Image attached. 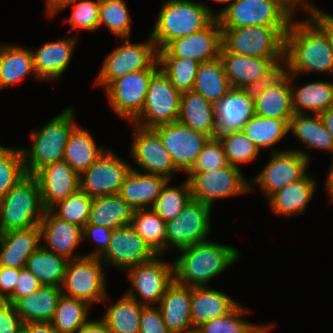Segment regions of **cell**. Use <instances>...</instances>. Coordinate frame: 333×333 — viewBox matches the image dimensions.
<instances>
[{
    "instance_id": "obj_1",
    "label": "cell",
    "mask_w": 333,
    "mask_h": 333,
    "mask_svg": "<svg viewBox=\"0 0 333 333\" xmlns=\"http://www.w3.org/2000/svg\"><path fill=\"white\" fill-rule=\"evenodd\" d=\"M287 73L325 72L333 75V49L324 31L310 18L293 20L285 34Z\"/></svg>"
},
{
    "instance_id": "obj_2",
    "label": "cell",
    "mask_w": 333,
    "mask_h": 333,
    "mask_svg": "<svg viewBox=\"0 0 333 333\" xmlns=\"http://www.w3.org/2000/svg\"><path fill=\"white\" fill-rule=\"evenodd\" d=\"M174 259V280L190 287H203L238 261V249L210 240L179 250Z\"/></svg>"
},
{
    "instance_id": "obj_3",
    "label": "cell",
    "mask_w": 333,
    "mask_h": 333,
    "mask_svg": "<svg viewBox=\"0 0 333 333\" xmlns=\"http://www.w3.org/2000/svg\"><path fill=\"white\" fill-rule=\"evenodd\" d=\"M212 11L206 3L166 0L150 32L153 43L160 50L175 39L202 30L216 18Z\"/></svg>"
},
{
    "instance_id": "obj_4",
    "label": "cell",
    "mask_w": 333,
    "mask_h": 333,
    "mask_svg": "<svg viewBox=\"0 0 333 333\" xmlns=\"http://www.w3.org/2000/svg\"><path fill=\"white\" fill-rule=\"evenodd\" d=\"M73 107H66L43 127L32 132L31 148H21L26 175H34L45 166L63 161L69 134L77 126Z\"/></svg>"
},
{
    "instance_id": "obj_5",
    "label": "cell",
    "mask_w": 333,
    "mask_h": 333,
    "mask_svg": "<svg viewBox=\"0 0 333 333\" xmlns=\"http://www.w3.org/2000/svg\"><path fill=\"white\" fill-rule=\"evenodd\" d=\"M45 211L37 179L26 175L0 198V233L38 226Z\"/></svg>"
},
{
    "instance_id": "obj_6",
    "label": "cell",
    "mask_w": 333,
    "mask_h": 333,
    "mask_svg": "<svg viewBox=\"0 0 333 333\" xmlns=\"http://www.w3.org/2000/svg\"><path fill=\"white\" fill-rule=\"evenodd\" d=\"M289 26H248L222 29V46L229 52L273 63L284 58L285 34Z\"/></svg>"
},
{
    "instance_id": "obj_7",
    "label": "cell",
    "mask_w": 333,
    "mask_h": 333,
    "mask_svg": "<svg viewBox=\"0 0 333 333\" xmlns=\"http://www.w3.org/2000/svg\"><path fill=\"white\" fill-rule=\"evenodd\" d=\"M105 264L99 257L83 256L69 260L61 285L63 296L87 302L93 306L110 298L104 273Z\"/></svg>"
},
{
    "instance_id": "obj_8",
    "label": "cell",
    "mask_w": 333,
    "mask_h": 333,
    "mask_svg": "<svg viewBox=\"0 0 333 333\" xmlns=\"http://www.w3.org/2000/svg\"><path fill=\"white\" fill-rule=\"evenodd\" d=\"M216 17L221 29L290 26L293 16L277 0H229Z\"/></svg>"
},
{
    "instance_id": "obj_9",
    "label": "cell",
    "mask_w": 333,
    "mask_h": 333,
    "mask_svg": "<svg viewBox=\"0 0 333 333\" xmlns=\"http://www.w3.org/2000/svg\"><path fill=\"white\" fill-rule=\"evenodd\" d=\"M270 152L269 161L257 176L249 180L250 191H253L251 183H254L253 186L256 184L265 193L266 199L289 183L303 178L308 173L311 159L308 152L296 148L278 150L273 147Z\"/></svg>"
},
{
    "instance_id": "obj_10",
    "label": "cell",
    "mask_w": 333,
    "mask_h": 333,
    "mask_svg": "<svg viewBox=\"0 0 333 333\" xmlns=\"http://www.w3.org/2000/svg\"><path fill=\"white\" fill-rule=\"evenodd\" d=\"M181 93L175 89L168 76L159 68L152 76L141 112L131 124L143 128L178 121Z\"/></svg>"
},
{
    "instance_id": "obj_11",
    "label": "cell",
    "mask_w": 333,
    "mask_h": 333,
    "mask_svg": "<svg viewBox=\"0 0 333 333\" xmlns=\"http://www.w3.org/2000/svg\"><path fill=\"white\" fill-rule=\"evenodd\" d=\"M191 196L213 208L217 199H225L250 192L247 181L238 167L227 166L207 172H188Z\"/></svg>"
},
{
    "instance_id": "obj_12",
    "label": "cell",
    "mask_w": 333,
    "mask_h": 333,
    "mask_svg": "<svg viewBox=\"0 0 333 333\" xmlns=\"http://www.w3.org/2000/svg\"><path fill=\"white\" fill-rule=\"evenodd\" d=\"M148 35L145 42L138 43L122 38L124 43L114 48L104 60L94 84L105 89L119 77L150 68L158 60V49Z\"/></svg>"
},
{
    "instance_id": "obj_13",
    "label": "cell",
    "mask_w": 333,
    "mask_h": 333,
    "mask_svg": "<svg viewBox=\"0 0 333 333\" xmlns=\"http://www.w3.org/2000/svg\"><path fill=\"white\" fill-rule=\"evenodd\" d=\"M156 255L151 261L127 269L130 288L125 294L143 306L159 304L167 287L174 281V263Z\"/></svg>"
},
{
    "instance_id": "obj_14",
    "label": "cell",
    "mask_w": 333,
    "mask_h": 333,
    "mask_svg": "<svg viewBox=\"0 0 333 333\" xmlns=\"http://www.w3.org/2000/svg\"><path fill=\"white\" fill-rule=\"evenodd\" d=\"M160 68L157 60L150 68L113 80L105 89L115 113L131 122L142 110L153 74Z\"/></svg>"
},
{
    "instance_id": "obj_15",
    "label": "cell",
    "mask_w": 333,
    "mask_h": 333,
    "mask_svg": "<svg viewBox=\"0 0 333 333\" xmlns=\"http://www.w3.org/2000/svg\"><path fill=\"white\" fill-rule=\"evenodd\" d=\"M211 209L192 198L176 218L166 222V250H181L206 241L211 232Z\"/></svg>"
},
{
    "instance_id": "obj_16",
    "label": "cell",
    "mask_w": 333,
    "mask_h": 333,
    "mask_svg": "<svg viewBox=\"0 0 333 333\" xmlns=\"http://www.w3.org/2000/svg\"><path fill=\"white\" fill-rule=\"evenodd\" d=\"M122 159L107 148L91 167L79 175L80 189L91 197L118 194L131 170V164Z\"/></svg>"
},
{
    "instance_id": "obj_17",
    "label": "cell",
    "mask_w": 333,
    "mask_h": 333,
    "mask_svg": "<svg viewBox=\"0 0 333 333\" xmlns=\"http://www.w3.org/2000/svg\"><path fill=\"white\" fill-rule=\"evenodd\" d=\"M153 129L162 139L175 167L186 174L192 169L201 150L210 139L208 135L178 121L158 125Z\"/></svg>"
},
{
    "instance_id": "obj_18",
    "label": "cell",
    "mask_w": 333,
    "mask_h": 333,
    "mask_svg": "<svg viewBox=\"0 0 333 333\" xmlns=\"http://www.w3.org/2000/svg\"><path fill=\"white\" fill-rule=\"evenodd\" d=\"M221 47L222 29L216 17L202 30L171 41L158 50V57L188 58L203 63L217 59Z\"/></svg>"
},
{
    "instance_id": "obj_19",
    "label": "cell",
    "mask_w": 333,
    "mask_h": 333,
    "mask_svg": "<svg viewBox=\"0 0 333 333\" xmlns=\"http://www.w3.org/2000/svg\"><path fill=\"white\" fill-rule=\"evenodd\" d=\"M132 126L135 133L130 153L136 165L143 169V173L161 175L170 180L175 172H180L153 128H143L135 124Z\"/></svg>"
},
{
    "instance_id": "obj_20",
    "label": "cell",
    "mask_w": 333,
    "mask_h": 333,
    "mask_svg": "<svg viewBox=\"0 0 333 333\" xmlns=\"http://www.w3.org/2000/svg\"><path fill=\"white\" fill-rule=\"evenodd\" d=\"M156 254L130 225L112 230L107 249L99 256L106 265L119 270L151 261Z\"/></svg>"
},
{
    "instance_id": "obj_21",
    "label": "cell",
    "mask_w": 333,
    "mask_h": 333,
    "mask_svg": "<svg viewBox=\"0 0 333 333\" xmlns=\"http://www.w3.org/2000/svg\"><path fill=\"white\" fill-rule=\"evenodd\" d=\"M46 210L80 189L79 174L64 160L49 164L33 175Z\"/></svg>"
},
{
    "instance_id": "obj_22",
    "label": "cell",
    "mask_w": 333,
    "mask_h": 333,
    "mask_svg": "<svg viewBox=\"0 0 333 333\" xmlns=\"http://www.w3.org/2000/svg\"><path fill=\"white\" fill-rule=\"evenodd\" d=\"M40 238L45 240L41 247L47 251L63 256L68 260L83 257L75 255L77 245L83 242V228L56 217L50 210H46L38 225Z\"/></svg>"
},
{
    "instance_id": "obj_23",
    "label": "cell",
    "mask_w": 333,
    "mask_h": 333,
    "mask_svg": "<svg viewBox=\"0 0 333 333\" xmlns=\"http://www.w3.org/2000/svg\"><path fill=\"white\" fill-rule=\"evenodd\" d=\"M217 134L242 131L255 115V100L242 88H232L214 104Z\"/></svg>"
},
{
    "instance_id": "obj_24",
    "label": "cell",
    "mask_w": 333,
    "mask_h": 333,
    "mask_svg": "<svg viewBox=\"0 0 333 333\" xmlns=\"http://www.w3.org/2000/svg\"><path fill=\"white\" fill-rule=\"evenodd\" d=\"M76 37L46 42L36 51L32 50L34 69L39 81H54L62 77L78 43Z\"/></svg>"
},
{
    "instance_id": "obj_25",
    "label": "cell",
    "mask_w": 333,
    "mask_h": 333,
    "mask_svg": "<svg viewBox=\"0 0 333 333\" xmlns=\"http://www.w3.org/2000/svg\"><path fill=\"white\" fill-rule=\"evenodd\" d=\"M39 226L0 233V266L23 268L40 246Z\"/></svg>"
},
{
    "instance_id": "obj_26",
    "label": "cell",
    "mask_w": 333,
    "mask_h": 333,
    "mask_svg": "<svg viewBox=\"0 0 333 333\" xmlns=\"http://www.w3.org/2000/svg\"><path fill=\"white\" fill-rule=\"evenodd\" d=\"M191 287L175 280L167 287L157 305L163 321L172 333H184L194 328L190 313Z\"/></svg>"
},
{
    "instance_id": "obj_27",
    "label": "cell",
    "mask_w": 333,
    "mask_h": 333,
    "mask_svg": "<svg viewBox=\"0 0 333 333\" xmlns=\"http://www.w3.org/2000/svg\"><path fill=\"white\" fill-rule=\"evenodd\" d=\"M168 179L161 175L143 173L131 165L118 195L133 210L148 208L161 193Z\"/></svg>"
},
{
    "instance_id": "obj_28",
    "label": "cell",
    "mask_w": 333,
    "mask_h": 333,
    "mask_svg": "<svg viewBox=\"0 0 333 333\" xmlns=\"http://www.w3.org/2000/svg\"><path fill=\"white\" fill-rule=\"evenodd\" d=\"M316 187V179L307 173L303 178L272 194L267 200L275 214L294 217L305 212L307 204L314 197Z\"/></svg>"
},
{
    "instance_id": "obj_29",
    "label": "cell",
    "mask_w": 333,
    "mask_h": 333,
    "mask_svg": "<svg viewBox=\"0 0 333 333\" xmlns=\"http://www.w3.org/2000/svg\"><path fill=\"white\" fill-rule=\"evenodd\" d=\"M238 305L233 298L216 289L191 287L190 313L193 327L227 315Z\"/></svg>"
},
{
    "instance_id": "obj_30",
    "label": "cell",
    "mask_w": 333,
    "mask_h": 333,
    "mask_svg": "<svg viewBox=\"0 0 333 333\" xmlns=\"http://www.w3.org/2000/svg\"><path fill=\"white\" fill-rule=\"evenodd\" d=\"M178 122L210 138L217 137L214 104L193 90L181 93Z\"/></svg>"
},
{
    "instance_id": "obj_31",
    "label": "cell",
    "mask_w": 333,
    "mask_h": 333,
    "mask_svg": "<svg viewBox=\"0 0 333 333\" xmlns=\"http://www.w3.org/2000/svg\"><path fill=\"white\" fill-rule=\"evenodd\" d=\"M62 295L61 287L41 285L34 293L18 299L13 305L23 323L51 322Z\"/></svg>"
},
{
    "instance_id": "obj_32",
    "label": "cell",
    "mask_w": 333,
    "mask_h": 333,
    "mask_svg": "<svg viewBox=\"0 0 333 333\" xmlns=\"http://www.w3.org/2000/svg\"><path fill=\"white\" fill-rule=\"evenodd\" d=\"M294 79H296L295 75H290L292 108L294 114H304L310 111L313 114H320L333 106L332 82L322 80L307 82L299 88L294 86Z\"/></svg>"
},
{
    "instance_id": "obj_33",
    "label": "cell",
    "mask_w": 333,
    "mask_h": 333,
    "mask_svg": "<svg viewBox=\"0 0 333 333\" xmlns=\"http://www.w3.org/2000/svg\"><path fill=\"white\" fill-rule=\"evenodd\" d=\"M219 58L232 88L243 89L248 83L258 80L273 64L269 58L237 55L223 46Z\"/></svg>"
},
{
    "instance_id": "obj_34",
    "label": "cell",
    "mask_w": 333,
    "mask_h": 333,
    "mask_svg": "<svg viewBox=\"0 0 333 333\" xmlns=\"http://www.w3.org/2000/svg\"><path fill=\"white\" fill-rule=\"evenodd\" d=\"M29 72L39 80L34 69L32 49L15 44L0 45V91L9 85H18Z\"/></svg>"
},
{
    "instance_id": "obj_35",
    "label": "cell",
    "mask_w": 333,
    "mask_h": 333,
    "mask_svg": "<svg viewBox=\"0 0 333 333\" xmlns=\"http://www.w3.org/2000/svg\"><path fill=\"white\" fill-rule=\"evenodd\" d=\"M133 208L118 194L93 197L86 225H95L112 230L130 225Z\"/></svg>"
},
{
    "instance_id": "obj_36",
    "label": "cell",
    "mask_w": 333,
    "mask_h": 333,
    "mask_svg": "<svg viewBox=\"0 0 333 333\" xmlns=\"http://www.w3.org/2000/svg\"><path fill=\"white\" fill-rule=\"evenodd\" d=\"M94 139L87 129L78 125L69 134L63 160L79 175L91 167L107 150V148L98 147Z\"/></svg>"
},
{
    "instance_id": "obj_37",
    "label": "cell",
    "mask_w": 333,
    "mask_h": 333,
    "mask_svg": "<svg viewBox=\"0 0 333 333\" xmlns=\"http://www.w3.org/2000/svg\"><path fill=\"white\" fill-rule=\"evenodd\" d=\"M255 114L261 117L286 120L294 115L292 108L290 74L286 73L278 82L255 99Z\"/></svg>"
},
{
    "instance_id": "obj_38",
    "label": "cell",
    "mask_w": 333,
    "mask_h": 333,
    "mask_svg": "<svg viewBox=\"0 0 333 333\" xmlns=\"http://www.w3.org/2000/svg\"><path fill=\"white\" fill-rule=\"evenodd\" d=\"M294 114L289 122V131L306 145L333 154V138L324 126L319 114Z\"/></svg>"
},
{
    "instance_id": "obj_39",
    "label": "cell",
    "mask_w": 333,
    "mask_h": 333,
    "mask_svg": "<svg viewBox=\"0 0 333 333\" xmlns=\"http://www.w3.org/2000/svg\"><path fill=\"white\" fill-rule=\"evenodd\" d=\"M232 89L221 59L200 63L193 91L215 104Z\"/></svg>"
},
{
    "instance_id": "obj_40",
    "label": "cell",
    "mask_w": 333,
    "mask_h": 333,
    "mask_svg": "<svg viewBox=\"0 0 333 333\" xmlns=\"http://www.w3.org/2000/svg\"><path fill=\"white\" fill-rule=\"evenodd\" d=\"M69 260L41 246L27 259L28 269L45 286L61 287Z\"/></svg>"
},
{
    "instance_id": "obj_41",
    "label": "cell",
    "mask_w": 333,
    "mask_h": 333,
    "mask_svg": "<svg viewBox=\"0 0 333 333\" xmlns=\"http://www.w3.org/2000/svg\"><path fill=\"white\" fill-rule=\"evenodd\" d=\"M142 307L124 293L118 301L106 308L101 319L111 333H139Z\"/></svg>"
},
{
    "instance_id": "obj_42",
    "label": "cell",
    "mask_w": 333,
    "mask_h": 333,
    "mask_svg": "<svg viewBox=\"0 0 333 333\" xmlns=\"http://www.w3.org/2000/svg\"><path fill=\"white\" fill-rule=\"evenodd\" d=\"M242 132L261 151L272 148L289 133V123L283 119L254 115L244 125Z\"/></svg>"
},
{
    "instance_id": "obj_43",
    "label": "cell",
    "mask_w": 333,
    "mask_h": 333,
    "mask_svg": "<svg viewBox=\"0 0 333 333\" xmlns=\"http://www.w3.org/2000/svg\"><path fill=\"white\" fill-rule=\"evenodd\" d=\"M130 226L156 255L166 252V222L159 215L147 208L134 210Z\"/></svg>"
},
{
    "instance_id": "obj_44",
    "label": "cell",
    "mask_w": 333,
    "mask_h": 333,
    "mask_svg": "<svg viewBox=\"0 0 333 333\" xmlns=\"http://www.w3.org/2000/svg\"><path fill=\"white\" fill-rule=\"evenodd\" d=\"M168 180L163 186L158 198L147 209L159 215L165 222L176 218L184 206L192 199L191 188L188 179L180 186H170Z\"/></svg>"
},
{
    "instance_id": "obj_45",
    "label": "cell",
    "mask_w": 333,
    "mask_h": 333,
    "mask_svg": "<svg viewBox=\"0 0 333 333\" xmlns=\"http://www.w3.org/2000/svg\"><path fill=\"white\" fill-rule=\"evenodd\" d=\"M90 307L85 301L62 295L51 324L58 333H75L89 320Z\"/></svg>"
},
{
    "instance_id": "obj_46",
    "label": "cell",
    "mask_w": 333,
    "mask_h": 333,
    "mask_svg": "<svg viewBox=\"0 0 333 333\" xmlns=\"http://www.w3.org/2000/svg\"><path fill=\"white\" fill-rule=\"evenodd\" d=\"M245 312L249 311L239 304L229 314L200 324L197 328L201 333H260L267 326V324L258 325L242 319Z\"/></svg>"
},
{
    "instance_id": "obj_47",
    "label": "cell",
    "mask_w": 333,
    "mask_h": 333,
    "mask_svg": "<svg viewBox=\"0 0 333 333\" xmlns=\"http://www.w3.org/2000/svg\"><path fill=\"white\" fill-rule=\"evenodd\" d=\"M160 69L180 93L192 90L200 62L188 58L158 57Z\"/></svg>"
},
{
    "instance_id": "obj_48",
    "label": "cell",
    "mask_w": 333,
    "mask_h": 333,
    "mask_svg": "<svg viewBox=\"0 0 333 333\" xmlns=\"http://www.w3.org/2000/svg\"><path fill=\"white\" fill-rule=\"evenodd\" d=\"M92 202L93 197L78 189L75 193L53 205L50 211L59 219L83 228L88 222Z\"/></svg>"
},
{
    "instance_id": "obj_49",
    "label": "cell",
    "mask_w": 333,
    "mask_h": 333,
    "mask_svg": "<svg viewBox=\"0 0 333 333\" xmlns=\"http://www.w3.org/2000/svg\"><path fill=\"white\" fill-rule=\"evenodd\" d=\"M105 25L120 39L129 38L131 17L124 0H100L99 27Z\"/></svg>"
},
{
    "instance_id": "obj_50",
    "label": "cell",
    "mask_w": 333,
    "mask_h": 333,
    "mask_svg": "<svg viewBox=\"0 0 333 333\" xmlns=\"http://www.w3.org/2000/svg\"><path fill=\"white\" fill-rule=\"evenodd\" d=\"M222 143L228 164L240 168V163H248L256 159L260 150L242 131L217 134Z\"/></svg>"
},
{
    "instance_id": "obj_51",
    "label": "cell",
    "mask_w": 333,
    "mask_h": 333,
    "mask_svg": "<svg viewBox=\"0 0 333 333\" xmlns=\"http://www.w3.org/2000/svg\"><path fill=\"white\" fill-rule=\"evenodd\" d=\"M26 176L20 149L0 145V198Z\"/></svg>"
},
{
    "instance_id": "obj_52",
    "label": "cell",
    "mask_w": 333,
    "mask_h": 333,
    "mask_svg": "<svg viewBox=\"0 0 333 333\" xmlns=\"http://www.w3.org/2000/svg\"><path fill=\"white\" fill-rule=\"evenodd\" d=\"M99 5L100 0H77L68 5L73 7V12L67 19L72 29H83L92 32L99 28Z\"/></svg>"
},
{
    "instance_id": "obj_53",
    "label": "cell",
    "mask_w": 333,
    "mask_h": 333,
    "mask_svg": "<svg viewBox=\"0 0 333 333\" xmlns=\"http://www.w3.org/2000/svg\"><path fill=\"white\" fill-rule=\"evenodd\" d=\"M228 165L226 154L219 139L210 138L204 145L197 160L189 172H207Z\"/></svg>"
},
{
    "instance_id": "obj_54",
    "label": "cell",
    "mask_w": 333,
    "mask_h": 333,
    "mask_svg": "<svg viewBox=\"0 0 333 333\" xmlns=\"http://www.w3.org/2000/svg\"><path fill=\"white\" fill-rule=\"evenodd\" d=\"M286 73V59L284 57L282 60L274 62L258 80L248 83L243 90L255 99L278 82Z\"/></svg>"
},
{
    "instance_id": "obj_55",
    "label": "cell",
    "mask_w": 333,
    "mask_h": 333,
    "mask_svg": "<svg viewBox=\"0 0 333 333\" xmlns=\"http://www.w3.org/2000/svg\"><path fill=\"white\" fill-rule=\"evenodd\" d=\"M139 333H172L163 321L158 306H143L139 321Z\"/></svg>"
},
{
    "instance_id": "obj_56",
    "label": "cell",
    "mask_w": 333,
    "mask_h": 333,
    "mask_svg": "<svg viewBox=\"0 0 333 333\" xmlns=\"http://www.w3.org/2000/svg\"><path fill=\"white\" fill-rule=\"evenodd\" d=\"M40 286L38 279L28 269L20 268L16 286L4 301L14 304L18 299L34 293Z\"/></svg>"
},
{
    "instance_id": "obj_57",
    "label": "cell",
    "mask_w": 333,
    "mask_h": 333,
    "mask_svg": "<svg viewBox=\"0 0 333 333\" xmlns=\"http://www.w3.org/2000/svg\"><path fill=\"white\" fill-rule=\"evenodd\" d=\"M112 235V229L95 226V225H85L83 227V241L84 239H89L97 246L96 250L84 254L85 256L99 257L106 249L110 242Z\"/></svg>"
},
{
    "instance_id": "obj_58",
    "label": "cell",
    "mask_w": 333,
    "mask_h": 333,
    "mask_svg": "<svg viewBox=\"0 0 333 333\" xmlns=\"http://www.w3.org/2000/svg\"><path fill=\"white\" fill-rule=\"evenodd\" d=\"M22 327L14 305L0 300V333H22Z\"/></svg>"
},
{
    "instance_id": "obj_59",
    "label": "cell",
    "mask_w": 333,
    "mask_h": 333,
    "mask_svg": "<svg viewBox=\"0 0 333 333\" xmlns=\"http://www.w3.org/2000/svg\"><path fill=\"white\" fill-rule=\"evenodd\" d=\"M19 269L0 266V300H5L14 290Z\"/></svg>"
},
{
    "instance_id": "obj_60",
    "label": "cell",
    "mask_w": 333,
    "mask_h": 333,
    "mask_svg": "<svg viewBox=\"0 0 333 333\" xmlns=\"http://www.w3.org/2000/svg\"><path fill=\"white\" fill-rule=\"evenodd\" d=\"M310 18L324 31L333 49V15L317 9Z\"/></svg>"
},
{
    "instance_id": "obj_61",
    "label": "cell",
    "mask_w": 333,
    "mask_h": 333,
    "mask_svg": "<svg viewBox=\"0 0 333 333\" xmlns=\"http://www.w3.org/2000/svg\"><path fill=\"white\" fill-rule=\"evenodd\" d=\"M293 17L296 7L301 8L306 12L307 16H311L318 8L313 3L307 0H277Z\"/></svg>"
},
{
    "instance_id": "obj_62",
    "label": "cell",
    "mask_w": 333,
    "mask_h": 333,
    "mask_svg": "<svg viewBox=\"0 0 333 333\" xmlns=\"http://www.w3.org/2000/svg\"><path fill=\"white\" fill-rule=\"evenodd\" d=\"M22 333H58L51 322H25Z\"/></svg>"
},
{
    "instance_id": "obj_63",
    "label": "cell",
    "mask_w": 333,
    "mask_h": 333,
    "mask_svg": "<svg viewBox=\"0 0 333 333\" xmlns=\"http://www.w3.org/2000/svg\"><path fill=\"white\" fill-rule=\"evenodd\" d=\"M75 333H111L106 323L100 320H88Z\"/></svg>"
},
{
    "instance_id": "obj_64",
    "label": "cell",
    "mask_w": 333,
    "mask_h": 333,
    "mask_svg": "<svg viewBox=\"0 0 333 333\" xmlns=\"http://www.w3.org/2000/svg\"><path fill=\"white\" fill-rule=\"evenodd\" d=\"M77 0H47L46 1V17L50 19L58 14V12L62 11L63 9L67 8L68 5L74 3Z\"/></svg>"
},
{
    "instance_id": "obj_65",
    "label": "cell",
    "mask_w": 333,
    "mask_h": 333,
    "mask_svg": "<svg viewBox=\"0 0 333 333\" xmlns=\"http://www.w3.org/2000/svg\"><path fill=\"white\" fill-rule=\"evenodd\" d=\"M325 128L333 138V106L319 114Z\"/></svg>"
},
{
    "instance_id": "obj_66",
    "label": "cell",
    "mask_w": 333,
    "mask_h": 333,
    "mask_svg": "<svg viewBox=\"0 0 333 333\" xmlns=\"http://www.w3.org/2000/svg\"><path fill=\"white\" fill-rule=\"evenodd\" d=\"M331 166H330V170L327 174V179H326V184H324L326 186V190L329 194V198L331 201H333V160L331 162Z\"/></svg>"
},
{
    "instance_id": "obj_67",
    "label": "cell",
    "mask_w": 333,
    "mask_h": 333,
    "mask_svg": "<svg viewBox=\"0 0 333 333\" xmlns=\"http://www.w3.org/2000/svg\"><path fill=\"white\" fill-rule=\"evenodd\" d=\"M184 333H201L197 327H194L192 329H189L185 331Z\"/></svg>"
},
{
    "instance_id": "obj_68",
    "label": "cell",
    "mask_w": 333,
    "mask_h": 333,
    "mask_svg": "<svg viewBox=\"0 0 333 333\" xmlns=\"http://www.w3.org/2000/svg\"><path fill=\"white\" fill-rule=\"evenodd\" d=\"M272 326L273 324H267V326L260 333H268Z\"/></svg>"
},
{
    "instance_id": "obj_69",
    "label": "cell",
    "mask_w": 333,
    "mask_h": 333,
    "mask_svg": "<svg viewBox=\"0 0 333 333\" xmlns=\"http://www.w3.org/2000/svg\"><path fill=\"white\" fill-rule=\"evenodd\" d=\"M213 1L216 2V4H218V3H226L229 0H213Z\"/></svg>"
}]
</instances>
